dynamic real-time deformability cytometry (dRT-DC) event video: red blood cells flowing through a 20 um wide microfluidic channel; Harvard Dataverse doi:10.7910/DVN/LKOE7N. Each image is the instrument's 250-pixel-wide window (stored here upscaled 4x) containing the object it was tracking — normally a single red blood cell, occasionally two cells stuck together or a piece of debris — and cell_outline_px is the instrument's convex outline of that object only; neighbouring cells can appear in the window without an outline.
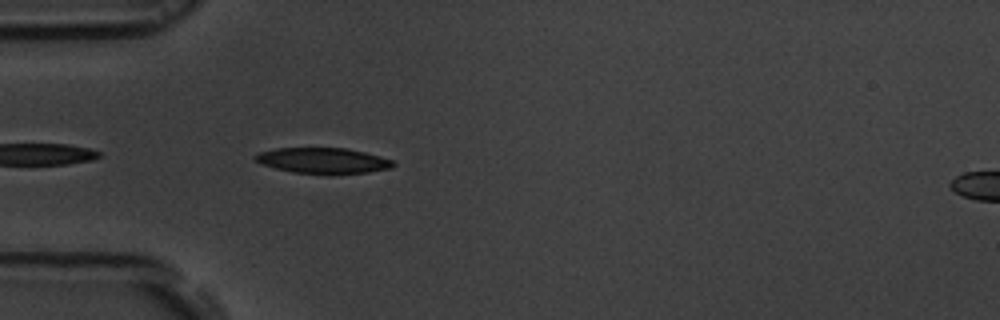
{"species": "common noctule bat (a hibernating species)", "species_latin": "Nyctalus noctula", "temperature_condition": "room temperature", "stored_images_in_passage": 14, "camera_frame_rate_fps": 3000, "um_per_image_px": 0.085, "animal": {"sex": "male", "body_mass_g": 19.5, "forearm_length_mm": 54.6}, "frame": {"image": 1, "passage_image": 3, "time_ms": 0.667, "image_size_px": [1000, 320], "cell_outline_px": [[396, 164], [392, 168], [368, 172], [328, 176], [292, 172], [276, 168], [264, 164], [256, 160], [252, 156], [260, 152], [276, 148], [344, 148], [364, 152], [380, 156], [392, 160]], "centroid_in_image_um": [27.49, 13.68], "position_along_channel_um": 57.5, "area_um2": 20.98}}
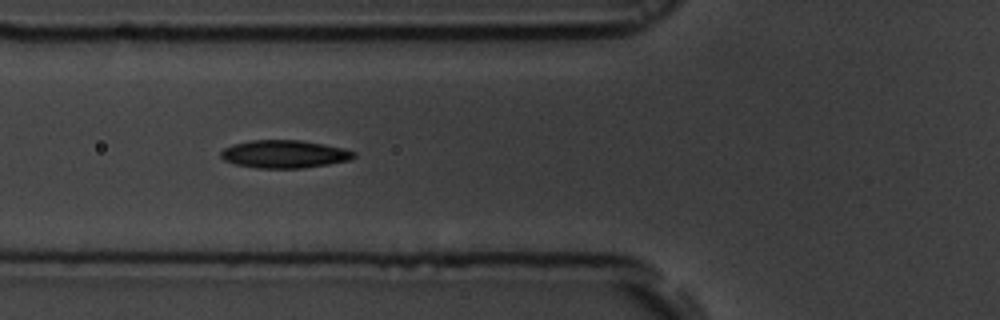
{"frame": {"image": 2, "passage_image": 7, "time_ms": 2.0, "image_size_px": [1000, 320], "cell_outline_px": [[356, 156], [352, 160], [304, 168], [256, 168], [236, 164], [224, 160], [220, 156], [220, 152], [224, 148], [232, 144], [252, 140], [300, 140], [344, 148], [356, 152]], "centroid_in_image_um": [24.18, 13.1], "position_along_channel_um": 101.6, "area_um2": 21.68}}
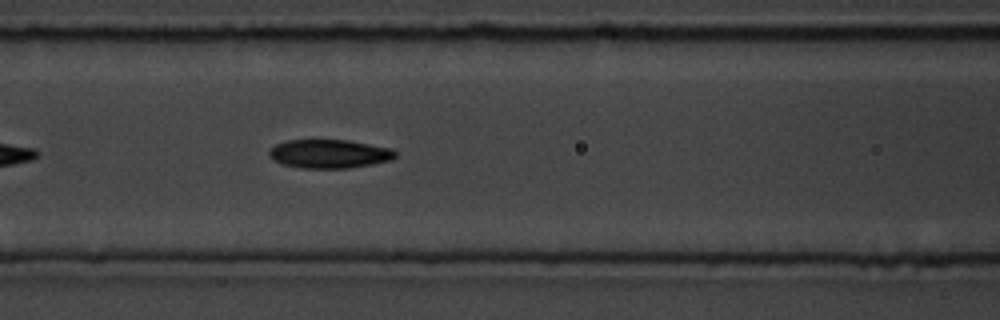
{"frame": {"image": 3, "passage_image": 10, "time_ms": 3.0, "image_size_px": [1000, 320], "cell_outline_px": [[396, 156], [392, 160], [372, 164], [348, 168], [300, 168], [284, 164], [272, 160], [268, 156], [268, 152], [276, 144], [288, 140], [312, 136], [348, 140], [392, 148], [396, 152]], "centroid_in_image_um": [27.95, 13.02], "position_along_channel_um": 138.6, "area_um2": 22.02}}